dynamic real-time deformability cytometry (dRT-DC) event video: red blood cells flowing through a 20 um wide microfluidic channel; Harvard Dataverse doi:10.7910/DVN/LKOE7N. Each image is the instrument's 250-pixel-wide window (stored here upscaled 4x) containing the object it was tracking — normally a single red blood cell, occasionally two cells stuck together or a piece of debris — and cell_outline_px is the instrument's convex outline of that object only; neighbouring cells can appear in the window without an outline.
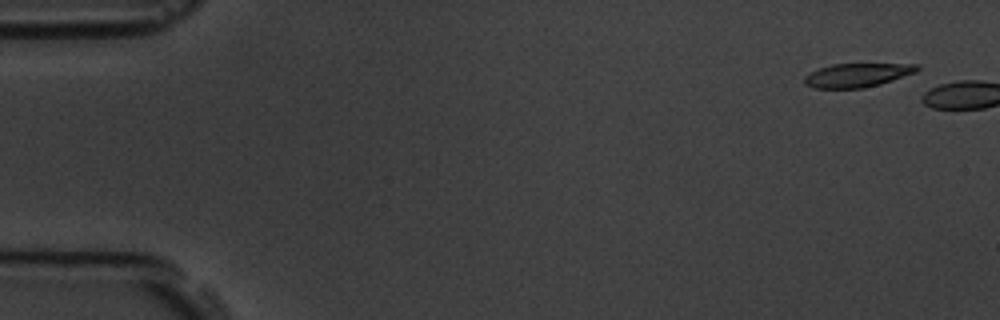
{"species": "common noctule bat (a hibernating species)", "species_latin": "Nyctalus noctula", "temperature_condition": "room temperature", "stored_images_in_passage": 2, "camera_frame_rate_fps": 3000, "um_per_image_px": 0.085, "animal": {"sex": "male", "body_mass_g": 19.5, "forearm_length_mm": 54.6}, "frame": {"image": 1, "passage_image": 1, "time_ms": 0.0, "image_size_px": [1000, 320], "cell_outline_px": [[920, 68], [916, 72], [880, 84], [864, 88], [816, 88], [804, 84], [804, 76], [820, 68], [832, 64], [920, 64]], "centroid_in_image_um": [72.88, 6.39], "position_along_channel_um": 12.1, "area_um2": 15.49}}